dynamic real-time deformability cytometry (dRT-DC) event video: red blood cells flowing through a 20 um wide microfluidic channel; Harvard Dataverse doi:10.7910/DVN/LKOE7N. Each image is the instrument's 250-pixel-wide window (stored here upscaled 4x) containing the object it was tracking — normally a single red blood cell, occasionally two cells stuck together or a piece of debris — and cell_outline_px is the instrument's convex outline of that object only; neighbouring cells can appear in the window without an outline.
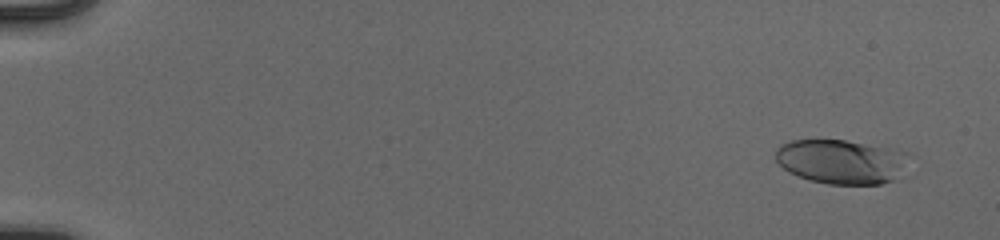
{"species": "human", "species_latin": "Homo sapiens", "temperature_condition": "cold", "stored_images_in_passage": 55, "camera_frame_rate_fps": 3000, "um_per_image_px": 0.085, "donor": {"sex": "male"}, "frame": {"image": 1, "passage_image": 4, "time_ms": 1.0, "image_size_px": [1000, 240], "cell_outline_px": [[892, 180], [880, 184], [828, 184], [812, 180], [788, 172], [776, 160], [776, 148], [780, 144], [792, 140], [844, 140], [876, 148], [880, 152]], "centroid_in_image_um": [70.84, 13.75], "position_along_channel_um": 14.2, "area_um2": 29.71}}
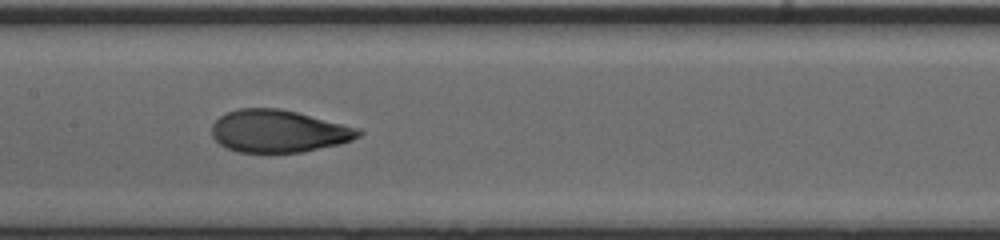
{"frame": {"image": 2, "passage_image": 30, "time_ms": 9.667, "image_size_px": [1000, 240], "cell_outline_px": [[364, 132], [360, 136], [352, 140], [340, 144], [304, 152], [236, 152], [224, 148], [212, 136], [212, 124], [220, 116], [228, 112], [240, 108], [280, 108], [360, 128]], "centroid_in_image_um": [23.68, 11.16], "position_along_channel_um": 183.7, "area_um2": 36.41}}
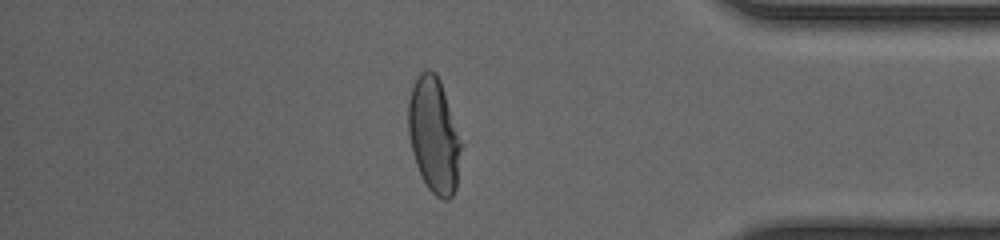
{"frame": {"image": 3, "passage_image": 48, "time_ms": 15.667, "image_size_px": [1000, 240], "cell_outline_px": [[460, 148], [456, 188], [452, 196], [448, 200], [440, 200], [428, 188], [416, 164], [412, 152], [408, 132], [408, 100], [412, 88], [420, 72], [428, 68], [436, 72], [440, 80], [444, 92], [460, 144]], "centroid_in_image_um": [36.84, 11.49], "position_along_channel_um": 398.4, "area_um2": 34.68}, "authors_computed_cell_mechanics": {"area_um2": 35.9516, "velocity_mm_per_s": 3.9326, "shape_relaxation_time_tau1_ms": 5.6957, "shape_relaxation_time_tau2_ms": 0.8043, "deformation_change_tau1": 0.2335, "deformation_change_tau2": 0.0643}}